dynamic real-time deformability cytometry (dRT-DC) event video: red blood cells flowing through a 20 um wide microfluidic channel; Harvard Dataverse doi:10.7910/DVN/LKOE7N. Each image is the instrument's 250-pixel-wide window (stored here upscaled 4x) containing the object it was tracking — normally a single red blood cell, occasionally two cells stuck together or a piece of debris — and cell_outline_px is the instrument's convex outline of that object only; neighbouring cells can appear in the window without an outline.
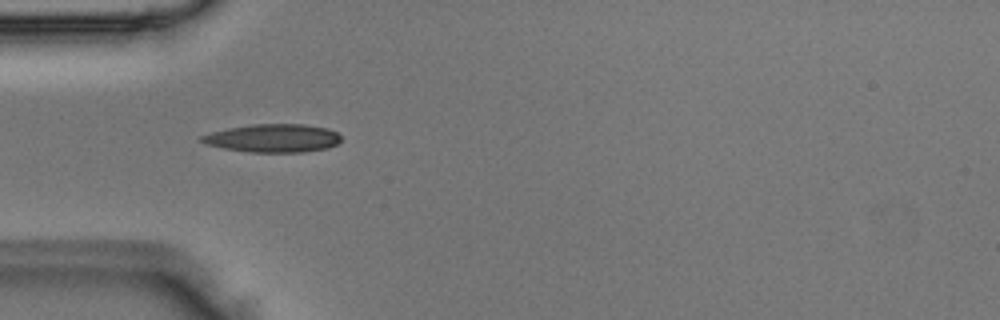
{"species": "Egyptian fruit bat (a non-hibernating species)", "species_latin": "Rousettus aegyptiacus", "temperature_condition": "room temperature", "stored_images_in_passage": 8, "camera_frame_rate_fps": 3000, "um_per_image_px": 0.085, "animal": {"sex": "male"}, "frame": {"image": 1, "passage_image": 5, "time_ms": 1.333, "image_size_px": [1000, 320], "cell_outline_px": [[340, 140], [336, 144], [328, 148], [304, 152], [248, 152], [224, 148], [204, 144], [196, 140], [200, 136], [212, 132], [228, 128], [252, 124], [304, 124], [328, 128], [336, 132], [340, 136]], "centroid_in_image_um": [23.17, 11.74], "position_along_channel_um": 61.8, "area_um2": 23.06}}
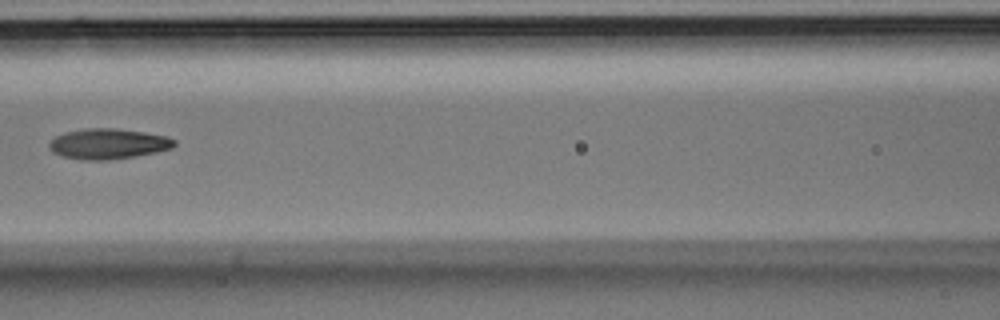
{"frame": {"image": 2, "passage_image": 7, "time_ms": 2.0, "image_size_px": [1000, 320], "cell_outline_px": [[176, 144], [172, 148], [156, 152], [136, 156], [108, 160], [84, 160], [64, 156], [52, 152], [48, 148], [48, 144], [56, 136], [64, 132], [84, 128], [116, 128], [164, 136], [176, 140]], "centroid_in_image_um": [9.16, 12.22], "position_along_channel_um": 157.4, "area_um2": 22.08}}
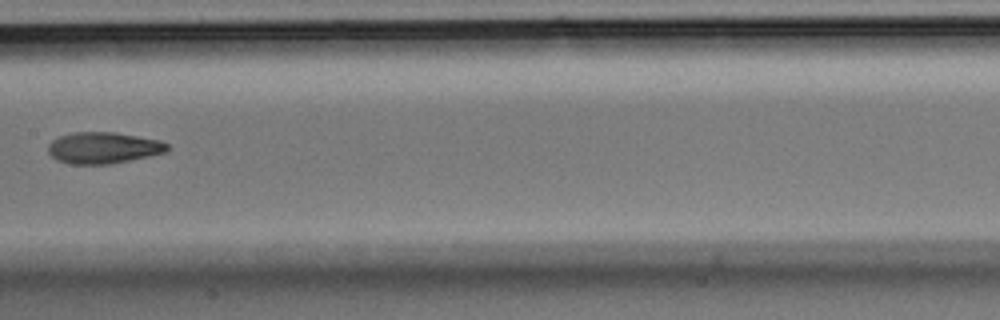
{"frame": {"image": 3, "passage_image": 8, "time_ms": 2.333, "image_size_px": [1000, 320], "cell_outline_px": [[168, 148], [164, 152], [148, 156], [108, 164], [72, 164], [56, 160], [48, 152], [48, 144], [52, 140], [60, 136], [76, 132], [112, 132], [160, 140], [168, 144]], "centroid_in_image_um": [8.74, 12.56], "position_along_channel_um": 198.7, "area_um2": 21.5}}